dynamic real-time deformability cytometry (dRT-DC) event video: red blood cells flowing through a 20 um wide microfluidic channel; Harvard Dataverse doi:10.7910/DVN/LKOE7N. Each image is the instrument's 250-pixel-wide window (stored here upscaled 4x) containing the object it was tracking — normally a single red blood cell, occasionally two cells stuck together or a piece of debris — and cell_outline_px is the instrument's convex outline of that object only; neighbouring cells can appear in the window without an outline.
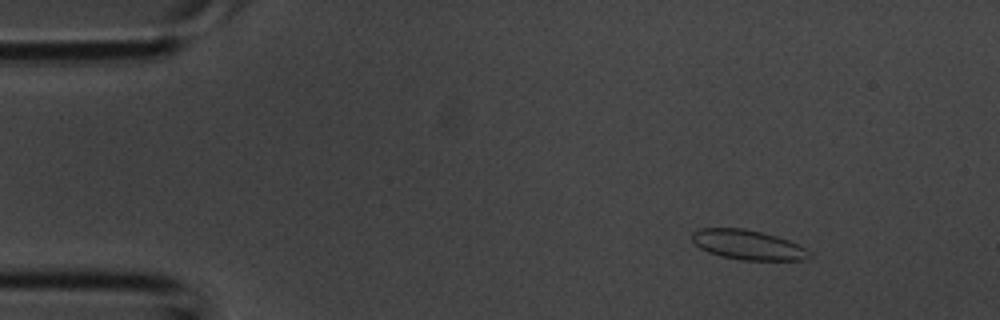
{"species": "common noctule bat (a hibernating species)", "species_latin": "Nyctalus noctula", "temperature_condition": "room temperature", "stored_images_in_passage": 34, "camera_frame_rate_fps": 3000, "um_per_image_px": 0.085, "animal": {"sex": "male", "body_mass_g": 20.1, "forearm_length_mm": 53.5}, "frame": {"image": 1, "passage_image": 1, "time_ms": 0.0, "image_size_px": [1000, 320], "cell_outline_px": [[812, 256], [800, 260], [740, 260], [720, 256], [708, 252], [700, 248], [692, 240], [692, 232], [700, 228], [744, 228], [776, 236], [788, 240], [812, 252]], "centroid_in_image_um": [63.55, 20.81], "position_along_channel_um": 21.5, "area_um2": 20.23}}
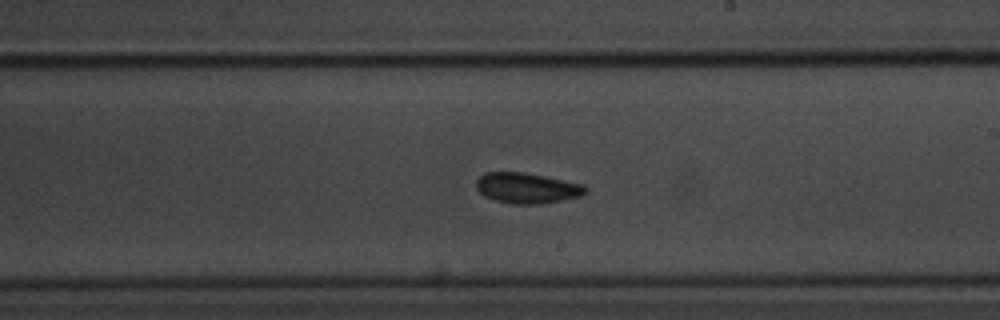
{"frame": {"image": 2, "passage_image": 18, "time_ms": 5.667, "image_size_px": [1000, 320], "cell_outline_px": [[588, 192], [580, 196], [540, 204], [512, 204], [496, 200], [484, 196], [476, 188], [476, 180], [484, 172], [524, 172], [584, 184], [588, 188]], "centroid_in_image_um": [44.79, 15.98], "position_along_channel_um": 244.2, "area_um2": 19.48}}
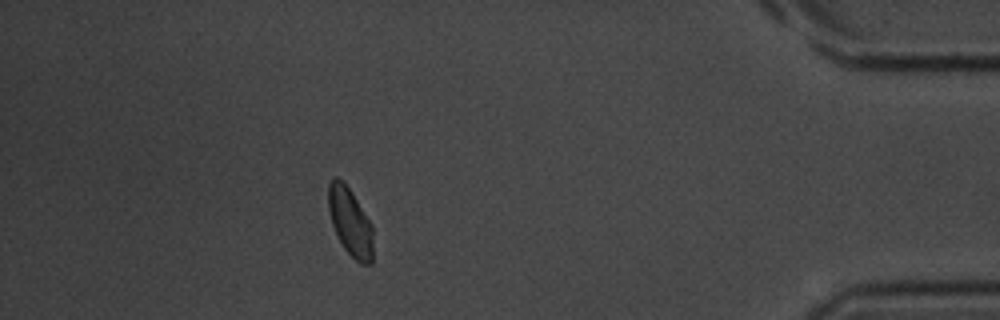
{"frame": {"image": 3, "passage_image": 30, "time_ms": 9.667, "image_size_px": [1000, 320], "cell_outline_px": [[372, 264], [360, 264], [344, 248], [332, 224], [328, 208], [328, 184], [336, 176], [352, 192], [372, 224]], "centroid_in_image_um": [29.77, 18.87], "position_along_channel_um": 405.4, "area_um2": 17.46}}